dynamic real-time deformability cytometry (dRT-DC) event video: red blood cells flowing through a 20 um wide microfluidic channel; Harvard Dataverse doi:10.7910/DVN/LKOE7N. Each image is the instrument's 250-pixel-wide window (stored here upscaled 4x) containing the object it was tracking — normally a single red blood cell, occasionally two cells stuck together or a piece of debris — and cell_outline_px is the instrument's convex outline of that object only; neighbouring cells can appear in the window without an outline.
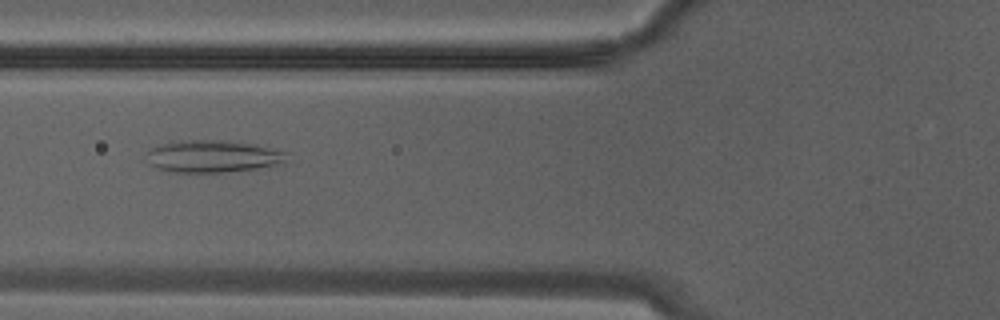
{"species": "Egyptian fruit bat (a non-hibernating species)", "species_latin": "Rousettus aegyptiacus", "temperature_condition": "warm", "stored_images_in_passage": 17, "camera_frame_rate_fps": 3000, "um_per_image_px": 0.085, "animal": {"sex": "male"}, "frame": {"image": 1, "passage_image": 12, "time_ms": 3.667, "image_size_px": [1000, 320], "cell_outline_px": [[288, 152], [284, 164], [256, 168], [224, 172], [172, 172], [156, 168], [148, 164], [144, 160], [148, 148], [172, 140], [220, 140], [256, 144]], "centroid_in_image_um": [18.02, 13.28], "position_along_channel_um": 107.8, "area_um2": 26.88}}